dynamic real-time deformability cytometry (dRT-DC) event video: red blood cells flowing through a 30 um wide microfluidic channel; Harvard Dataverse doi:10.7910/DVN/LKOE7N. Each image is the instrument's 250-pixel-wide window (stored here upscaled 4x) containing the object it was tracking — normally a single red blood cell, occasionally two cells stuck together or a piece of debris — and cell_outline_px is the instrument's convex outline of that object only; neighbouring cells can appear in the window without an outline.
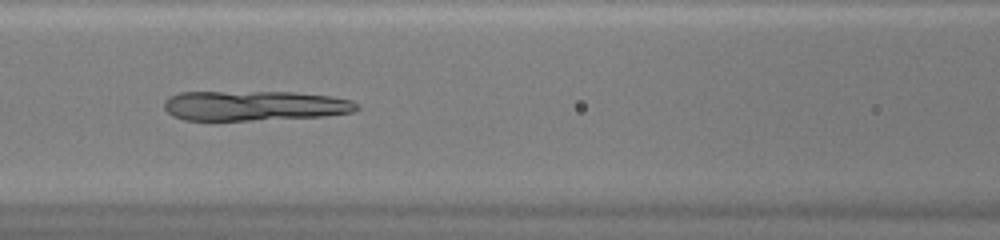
{"species": "common noctule bat (a hibernating species)", "species_latin": "Nyctalus noctula", "temperature_condition": "warm", "stored_images_in_passage": 48, "camera_frame_rate_fps": 3000, "um_per_image_px": 0.085, "animal": {"sex": "female", "body_mass_g": 20.0, "forearm_length_mm": 54.0}, "frame": {"image": 1, "passage_image": 22, "time_ms": 7.0, "image_size_px": [1000, 240], "cell_outline_px": [[360, 108], [352, 112], [324, 116], [252, 120], [184, 120], [172, 116], [164, 108], [164, 100], [168, 96], [180, 92], [296, 92], [332, 96], [352, 100], [360, 104]], "centroid_in_image_um": [21.64, 8.98], "position_along_channel_um": 145.0, "area_um2": 33.87}}
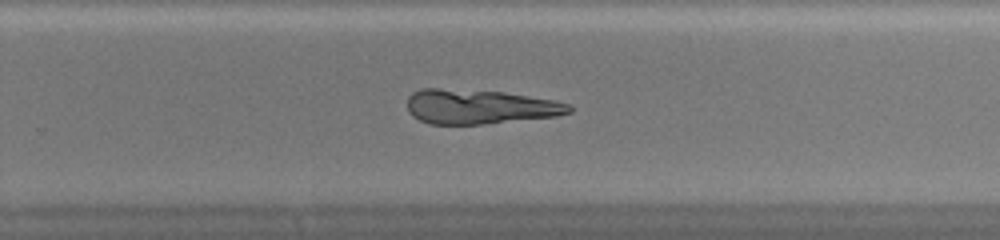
{"frame": {"image": 2, "passage_image": 32, "time_ms": 10.333, "image_size_px": [1000, 240], "cell_outline_px": [[572, 112], [556, 116], [480, 124], [428, 124], [412, 116], [408, 112], [408, 96], [412, 92], [420, 88], [436, 88], [504, 92], [556, 100], [572, 104]], "centroid_in_image_um": [40.76, 9.06], "position_along_channel_um": 289.0, "area_um2": 32.66}}
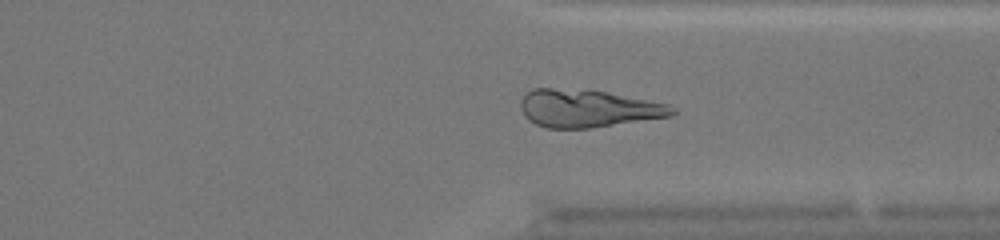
{"frame": {"image": 3, "passage_image": 37, "time_ms": 12.0, "image_size_px": [1000, 240], "cell_outline_px": [[676, 112], [672, 116], [588, 128], [548, 128], [536, 124], [528, 120], [524, 116], [520, 108], [520, 100], [532, 88], [552, 88], [604, 92], [672, 104], [676, 108]], "centroid_in_image_um": [49.98, 9.22], "position_along_channel_um": 361.4, "area_um2": 33.06}}